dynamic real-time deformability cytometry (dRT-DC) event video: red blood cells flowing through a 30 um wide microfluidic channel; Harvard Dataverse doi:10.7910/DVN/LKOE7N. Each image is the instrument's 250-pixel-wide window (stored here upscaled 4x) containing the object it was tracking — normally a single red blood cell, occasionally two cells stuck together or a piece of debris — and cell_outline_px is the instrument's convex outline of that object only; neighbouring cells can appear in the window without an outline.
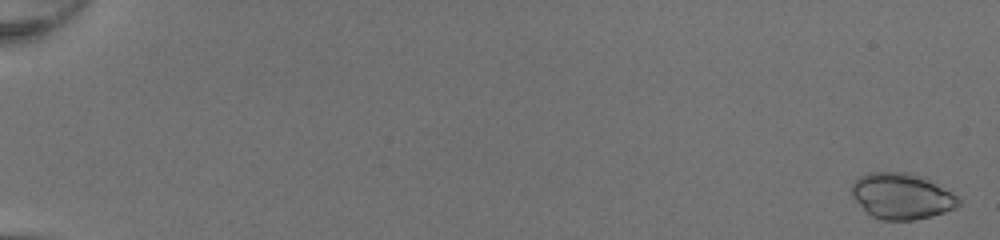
{"species": "common noctule bat (a hibernating species)", "species_latin": "Nyctalus noctula", "temperature_condition": "room temperature", "stored_images_in_passage": 52, "camera_frame_rate_fps": 3000, "um_per_image_px": 0.085, "animal": {"sex": "female", "body_mass_g": 20.0, "forearm_length_mm": 54.0}, "frame": {"image": 1, "passage_image": 2, "time_ms": 0.333, "image_size_px": [1000, 240], "cell_outline_px": [[960, 204], [956, 208], [932, 216], [916, 220], [880, 220], [872, 216], [852, 196], [852, 184], [860, 176], [868, 172], [908, 172], [924, 176], [952, 192], [960, 200]], "centroid_in_image_um": [76.67, 16.66], "position_along_channel_um": 8.3, "area_um2": 28.67}}
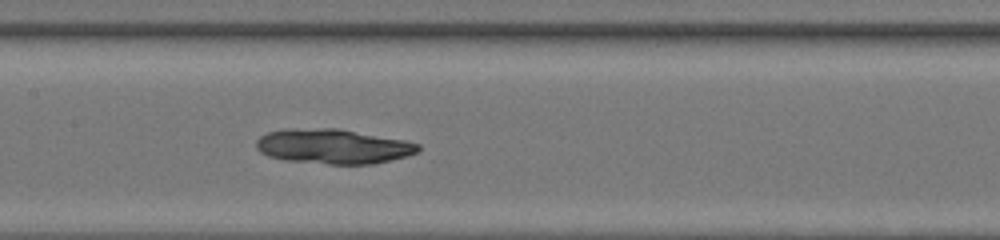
{"frame": {"image": 2, "passage_image": 29, "time_ms": 9.333, "image_size_px": [1000, 240], "cell_outline_px": [[420, 152], [408, 156], [372, 164], [328, 164], [284, 160], [268, 156], [260, 152], [256, 148], [256, 140], [260, 136], [268, 132], [284, 128], [340, 128], [404, 140], [420, 144]], "centroid_in_image_um": [28.31, 12.43], "position_along_channel_um": 179.1, "area_um2": 33.18}}
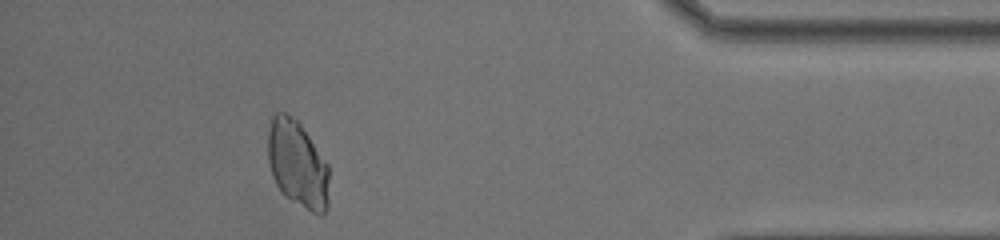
{"frame": {"image": 3, "passage_image": 48, "time_ms": 15.667, "image_size_px": [1000, 240], "cell_outline_px": [[328, 208], [320, 216], [312, 212], [292, 200], [276, 184], [272, 176], [268, 164], [268, 128], [272, 112], [284, 112], [300, 120], [328, 164]], "centroid_in_image_um": [25.28, 13.87], "position_along_channel_um": 409.9, "area_um2": 31.39}}